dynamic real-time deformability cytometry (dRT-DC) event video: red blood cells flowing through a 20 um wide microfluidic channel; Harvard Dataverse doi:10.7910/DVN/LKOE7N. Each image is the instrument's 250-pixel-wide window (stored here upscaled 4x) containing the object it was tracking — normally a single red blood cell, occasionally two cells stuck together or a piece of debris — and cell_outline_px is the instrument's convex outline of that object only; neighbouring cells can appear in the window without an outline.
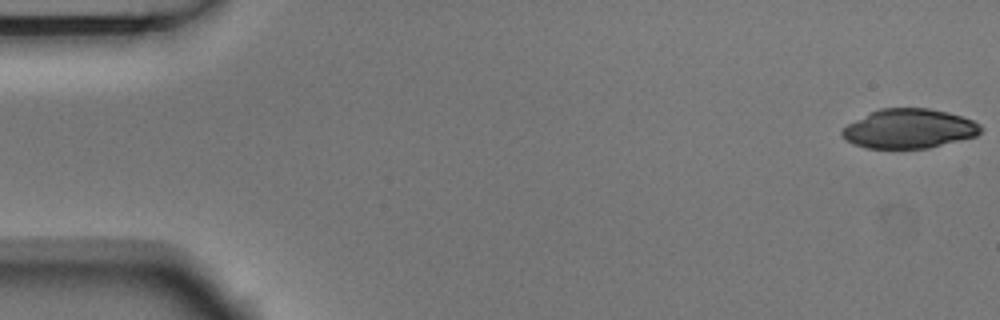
{"species": "Egyptian fruit bat (a non-hibernating species)", "species_latin": "Rousettus aegyptiacus", "temperature_condition": "room temperature", "stored_images_in_passage": 6, "camera_frame_rate_fps": 3000, "um_per_image_px": 0.085, "animal": {"sex": "male"}, "frame": {"image": 1, "passage_image": 1, "time_ms": 0.0, "image_size_px": [1000, 320], "cell_outline_px": [[984, 128], [976, 136], [928, 148], [868, 148], [852, 144], [840, 136], [840, 132], [848, 124], [880, 108], [928, 108], [948, 112], [972, 120], [980, 124]], "centroid_in_image_um": [77.27, 10.94], "position_along_channel_um": 7.7, "area_um2": 31.67}}